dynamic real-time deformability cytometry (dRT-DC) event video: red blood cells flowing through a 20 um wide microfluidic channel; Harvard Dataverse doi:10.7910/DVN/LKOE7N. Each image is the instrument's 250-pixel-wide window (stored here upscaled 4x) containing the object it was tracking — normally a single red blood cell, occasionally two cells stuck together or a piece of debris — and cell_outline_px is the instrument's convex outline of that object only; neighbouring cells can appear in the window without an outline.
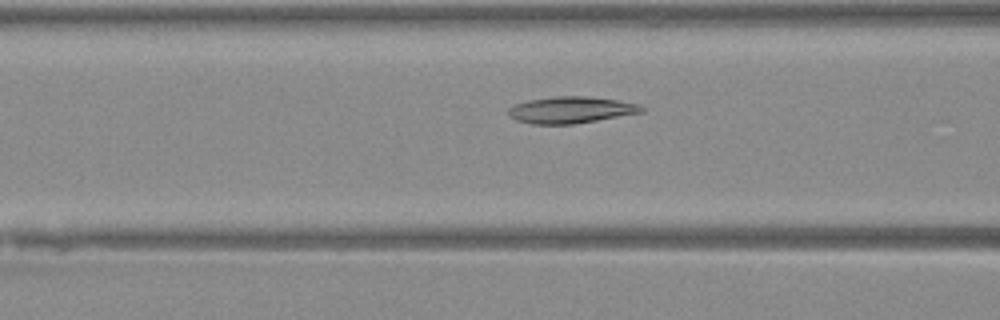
{"species": "Egyptian fruit bat (a non-hibernating species)", "species_latin": "Rousettus aegyptiacus", "temperature_condition": "warm", "stored_images_in_passage": 33, "camera_frame_rate_fps": 3000, "um_per_image_px": 0.085, "animal": {"sex": "female"}, "frame": {"image": 1, "passage_image": 4, "time_ms": 1.0, "image_size_px": [1000, 320], "cell_outline_px": [[648, 108], [644, 112], [572, 124], [532, 124], [516, 120], [508, 116], [508, 108], [516, 104], [528, 100], [556, 96], [588, 96], [616, 100], [640, 104]], "centroid_in_image_um": [48.55, 9.34], "position_along_channel_um": 118.1, "area_um2": 20.69}}
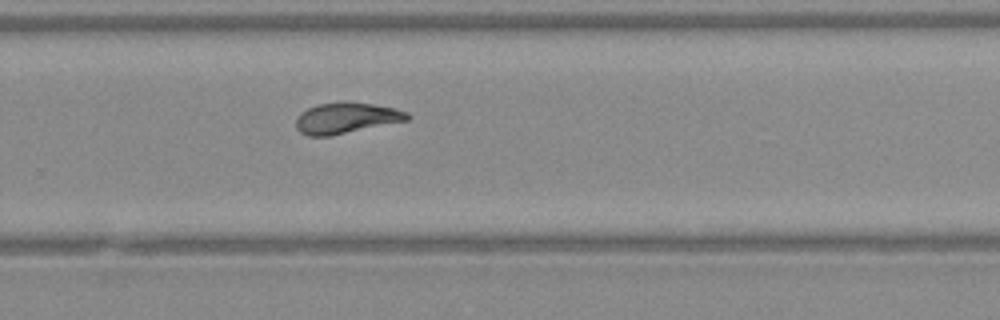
{"frame": {"image": 2, "passage_image": 17, "time_ms": 5.333, "image_size_px": [1000, 320], "cell_outline_px": [[412, 116], [408, 120], [328, 136], [308, 136], [300, 132], [296, 128], [296, 116], [300, 112], [316, 104], [344, 100], [372, 104], [396, 108], [408, 112]], "centroid_in_image_um": [29.41, 10.0], "position_along_channel_um": 300.4, "area_um2": 20.29}}
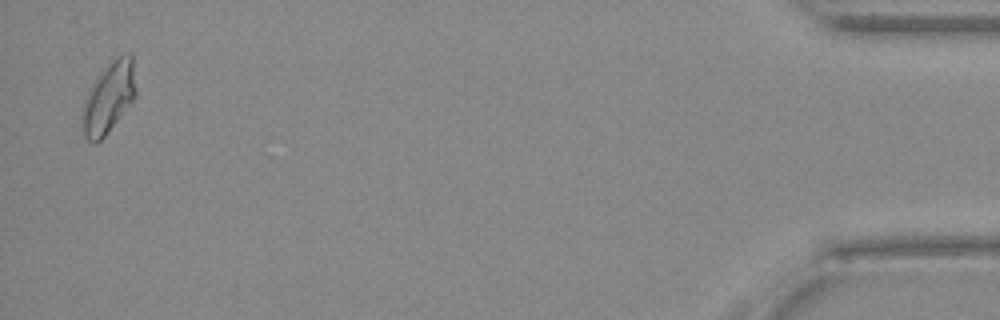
{"frame": {"image": 3, "passage_image": 32, "time_ms": 10.333, "image_size_px": [1000, 320], "cell_outline_px": [[136, 96], [104, 136], [96, 144], [92, 144], [84, 136], [80, 120], [84, 100], [96, 80], [104, 68], [116, 56], [128, 52], [132, 56], [136, 92]], "centroid_in_image_um": [9.22, 8.32], "position_along_channel_um": 426.0, "area_um2": 21.85}}